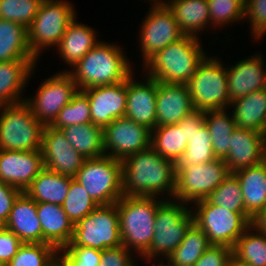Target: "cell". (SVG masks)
Instances as JSON below:
<instances>
[{
  "mask_svg": "<svg viewBox=\"0 0 266 266\" xmlns=\"http://www.w3.org/2000/svg\"><path fill=\"white\" fill-rule=\"evenodd\" d=\"M175 186L176 163L163 158L151 146L122 160L123 196L173 199Z\"/></svg>",
  "mask_w": 266,
  "mask_h": 266,
  "instance_id": "6da1fadb",
  "label": "cell"
},
{
  "mask_svg": "<svg viewBox=\"0 0 266 266\" xmlns=\"http://www.w3.org/2000/svg\"><path fill=\"white\" fill-rule=\"evenodd\" d=\"M133 69L122 47L100 41L68 73L79 90H84L125 81Z\"/></svg>",
  "mask_w": 266,
  "mask_h": 266,
  "instance_id": "7a4b0ae2",
  "label": "cell"
},
{
  "mask_svg": "<svg viewBox=\"0 0 266 266\" xmlns=\"http://www.w3.org/2000/svg\"><path fill=\"white\" fill-rule=\"evenodd\" d=\"M200 38L184 35L152 56L142 68L146 75L160 82L186 83L208 55Z\"/></svg>",
  "mask_w": 266,
  "mask_h": 266,
  "instance_id": "3957f363",
  "label": "cell"
},
{
  "mask_svg": "<svg viewBox=\"0 0 266 266\" xmlns=\"http://www.w3.org/2000/svg\"><path fill=\"white\" fill-rule=\"evenodd\" d=\"M164 200L153 196H122L116 202L122 244L138 257L150 248L157 209Z\"/></svg>",
  "mask_w": 266,
  "mask_h": 266,
  "instance_id": "277c9868",
  "label": "cell"
},
{
  "mask_svg": "<svg viewBox=\"0 0 266 266\" xmlns=\"http://www.w3.org/2000/svg\"><path fill=\"white\" fill-rule=\"evenodd\" d=\"M188 206L175 199H165L158 206L150 248L141 256L145 263L160 262L161 256L166 260L179 246L194 223V214Z\"/></svg>",
  "mask_w": 266,
  "mask_h": 266,
  "instance_id": "5b68a950",
  "label": "cell"
},
{
  "mask_svg": "<svg viewBox=\"0 0 266 266\" xmlns=\"http://www.w3.org/2000/svg\"><path fill=\"white\" fill-rule=\"evenodd\" d=\"M68 0H43L31 25L27 28V41L33 55L39 60L61 41L68 25L77 15ZM51 47V48H50Z\"/></svg>",
  "mask_w": 266,
  "mask_h": 266,
  "instance_id": "8992f818",
  "label": "cell"
},
{
  "mask_svg": "<svg viewBox=\"0 0 266 266\" xmlns=\"http://www.w3.org/2000/svg\"><path fill=\"white\" fill-rule=\"evenodd\" d=\"M216 56L199 64L195 75L185 84L192 98L193 108L201 111L229 109L226 65ZM223 63V64H222Z\"/></svg>",
  "mask_w": 266,
  "mask_h": 266,
  "instance_id": "52a82bcc",
  "label": "cell"
},
{
  "mask_svg": "<svg viewBox=\"0 0 266 266\" xmlns=\"http://www.w3.org/2000/svg\"><path fill=\"white\" fill-rule=\"evenodd\" d=\"M44 125L24 102L0 107V149L40 150Z\"/></svg>",
  "mask_w": 266,
  "mask_h": 266,
  "instance_id": "ba28073f",
  "label": "cell"
},
{
  "mask_svg": "<svg viewBox=\"0 0 266 266\" xmlns=\"http://www.w3.org/2000/svg\"><path fill=\"white\" fill-rule=\"evenodd\" d=\"M74 179L98 205L116 203L122 196V161L107 155L88 158Z\"/></svg>",
  "mask_w": 266,
  "mask_h": 266,
  "instance_id": "9c48e42d",
  "label": "cell"
},
{
  "mask_svg": "<svg viewBox=\"0 0 266 266\" xmlns=\"http://www.w3.org/2000/svg\"><path fill=\"white\" fill-rule=\"evenodd\" d=\"M123 245L116 203L98 205L74 225L71 242L67 246L91 247L101 250Z\"/></svg>",
  "mask_w": 266,
  "mask_h": 266,
  "instance_id": "30bf717a",
  "label": "cell"
},
{
  "mask_svg": "<svg viewBox=\"0 0 266 266\" xmlns=\"http://www.w3.org/2000/svg\"><path fill=\"white\" fill-rule=\"evenodd\" d=\"M194 223L206 234L212 245L233 248L251 223L239 212L211 204L206 199L191 206Z\"/></svg>",
  "mask_w": 266,
  "mask_h": 266,
  "instance_id": "8fae6325",
  "label": "cell"
},
{
  "mask_svg": "<svg viewBox=\"0 0 266 266\" xmlns=\"http://www.w3.org/2000/svg\"><path fill=\"white\" fill-rule=\"evenodd\" d=\"M230 174L223 159L187 167H176L173 199L193 205L204 200Z\"/></svg>",
  "mask_w": 266,
  "mask_h": 266,
  "instance_id": "7c38bea8",
  "label": "cell"
},
{
  "mask_svg": "<svg viewBox=\"0 0 266 266\" xmlns=\"http://www.w3.org/2000/svg\"><path fill=\"white\" fill-rule=\"evenodd\" d=\"M148 3L151 7L144 16L145 18L142 20L138 32V47L141 48L143 65L158 51L184 36L179 29L173 12L163 0Z\"/></svg>",
  "mask_w": 266,
  "mask_h": 266,
  "instance_id": "4fadbf2b",
  "label": "cell"
},
{
  "mask_svg": "<svg viewBox=\"0 0 266 266\" xmlns=\"http://www.w3.org/2000/svg\"><path fill=\"white\" fill-rule=\"evenodd\" d=\"M78 90L72 76L68 72L59 71L44 79L34 96H25L24 102L40 123L50 126Z\"/></svg>",
  "mask_w": 266,
  "mask_h": 266,
  "instance_id": "5bb4252c",
  "label": "cell"
},
{
  "mask_svg": "<svg viewBox=\"0 0 266 266\" xmlns=\"http://www.w3.org/2000/svg\"><path fill=\"white\" fill-rule=\"evenodd\" d=\"M103 137L105 155L121 161L151 146V130L125 116L108 124Z\"/></svg>",
  "mask_w": 266,
  "mask_h": 266,
  "instance_id": "9a60e30c",
  "label": "cell"
},
{
  "mask_svg": "<svg viewBox=\"0 0 266 266\" xmlns=\"http://www.w3.org/2000/svg\"><path fill=\"white\" fill-rule=\"evenodd\" d=\"M44 168L74 178L86 158L67 141L61 130L45 126L41 141Z\"/></svg>",
  "mask_w": 266,
  "mask_h": 266,
  "instance_id": "2e32d148",
  "label": "cell"
},
{
  "mask_svg": "<svg viewBox=\"0 0 266 266\" xmlns=\"http://www.w3.org/2000/svg\"><path fill=\"white\" fill-rule=\"evenodd\" d=\"M90 102L92 123L104 129L113 120L124 117L127 104V79L113 85L82 90Z\"/></svg>",
  "mask_w": 266,
  "mask_h": 266,
  "instance_id": "e0dca14e",
  "label": "cell"
},
{
  "mask_svg": "<svg viewBox=\"0 0 266 266\" xmlns=\"http://www.w3.org/2000/svg\"><path fill=\"white\" fill-rule=\"evenodd\" d=\"M44 169L41 150L12 151L0 149V181L19 189L30 186Z\"/></svg>",
  "mask_w": 266,
  "mask_h": 266,
  "instance_id": "ac0fdd59",
  "label": "cell"
},
{
  "mask_svg": "<svg viewBox=\"0 0 266 266\" xmlns=\"http://www.w3.org/2000/svg\"><path fill=\"white\" fill-rule=\"evenodd\" d=\"M142 77V81H136L132 73L127 78L125 117L152 131L156 127L157 80L146 74Z\"/></svg>",
  "mask_w": 266,
  "mask_h": 266,
  "instance_id": "d6986e66",
  "label": "cell"
},
{
  "mask_svg": "<svg viewBox=\"0 0 266 266\" xmlns=\"http://www.w3.org/2000/svg\"><path fill=\"white\" fill-rule=\"evenodd\" d=\"M263 54L255 53L226 67L229 100L245 97L266 87V64ZM265 64V65H264Z\"/></svg>",
  "mask_w": 266,
  "mask_h": 266,
  "instance_id": "ffe728a7",
  "label": "cell"
},
{
  "mask_svg": "<svg viewBox=\"0 0 266 266\" xmlns=\"http://www.w3.org/2000/svg\"><path fill=\"white\" fill-rule=\"evenodd\" d=\"M266 134L235 128L230 137V149L224 159L229 172L258 165L265 161Z\"/></svg>",
  "mask_w": 266,
  "mask_h": 266,
  "instance_id": "44dd1931",
  "label": "cell"
},
{
  "mask_svg": "<svg viewBox=\"0 0 266 266\" xmlns=\"http://www.w3.org/2000/svg\"><path fill=\"white\" fill-rule=\"evenodd\" d=\"M193 110L186 84L157 81L156 126L177 124Z\"/></svg>",
  "mask_w": 266,
  "mask_h": 266,
  "instance_id": "7402d4cb",
  "label": "cell"
},
{
  "mask_svg": "<svg viewBox=\"0 0 266 266\" xmlns=\"http://www.w3.org/2000/svg\"><path fill=\"white\" fill-rule=\"evenodd\" d=\"M4 227L23 243H42V227L36 202L25 192H21L15 199Z\"/></svg>",
  "mask_w": 266,
  "mask_h": 266,
  "instance_id": "603a6c76",
  "label": "cell"
},
{
  "mask_svg": "<svg viewBox=\"0 0 266 266\" xmlns=\"http://www.w3.org/2000/svg\"><path fill=\"white\" fill-rule=\"evenodd\" d=\"M77 16L68 25L61 41L56 46V53L60 55L61 60L70 67L62 72H68L72 69L95 45L98 40L95 28L77 21ZM95 29V30H94Z\"/></svg>",
  "mask_w": 266,
  "mask_h": 266,
  "instance_id": "cb8c5ba5",
  "label": "cell"
},
{
  "mask_svg": "<svg viewBox=\"0 0 266 266\" xmlns=\"http://www.w3.org/2000/svg\"><path fill=\"white\" fill-rule=\"evenodd\" d=\"M36 66L32 60L0 62V107L24 101L25 88Z\"/></svg>",
  "mask_w": 266,
  "mask_h": 266,
  "instance_id": "d4e9b609",
  "label": "cell"
},
{
  "mask_svg": "<svg viewBox=\"0 0 266 266\" xmlns=\"http://www.w3.org/2000/svg\"><path fill=\"white\" fill-rule=\"evenodd\" d=\"M36 207L42 227V243H48L60 251L71 242L73 223L61 205L36 203Z\"/></svg>",
  "mask_w": 266,
  "mask_h": 266,
  "instance_id": "484cf974",
  "label": "cell"
},
{
  "mask_svg": "<svg viewBox=\"0 0 266 266\" xmlns=\"http://www.w3.org/2000/svg\"><path fill=\"white\" fill-rule=\"evenodd\" d=\"M173 12L180 31L184 35L199 38L202 31L210 29L207 0H163ZM207 26H209L207 28Z\"/></svg>",
  "mask_w": 266,
  "mask_h": 266,
  "instance_id": "4316f807",
  "label": "cell"
},
{
  "mask_svg": "<svg viewBox=\"0 0 266 266\" xmlns=\"http://www.w3.org/2000/svg\"><path fill=\"white\" fill-rule=\"evenodd\" d=\"M240 181L245 212L254 219L266 206V161L234 172Z\"/></svg>",
  "mask_w": 266,
  "mask_h": 266,
  "instance_id": "83f0119b",
  "label": "cell"
},
{
  "mask_svg": "<svg viewBox=\"0 0 266 266\" xmlns=\"http://www.w3.org/2000/svg\"><path fill=\"white\" fill-rule=\"evenodd\" d=\"M229 109L237 128L266 134V93L264 89L233 100Z\"/></svg>",
  "mask_w": 266,
  "mask_h": 266,
  "instance_id": "f1b7e54d",
  "label": "cell"
},
{
  "mask_svg": "<svg viewBox=\"0 0 266 266\" xmlns=\"http://www.w3.org/2000/svg\"><path fill=\"white\" fill-rule=\"evenodd\" d=\"M14 60L39 61L27 41V28L19 23L0 19V62Z\"/></svg>",
  "mask_w": 266,
  "mask_h": 266,
  "instance_id": "f546056e",
  "label": "cell"
},
{
  "mask_svg": "<svg viewBox=\"0 0 266 266\" xmlns=\"http://www.w3.org/2000/svg\"><path fill=\"white\" fill-rule=\"evenodd\" d=\"M69 187V176L61 175L44 168L25 190V193L36 203L62 205Z\"/></svg>",
  "mask_w": 266,
  "mask_h": 266,
  "instance_id": "4dcf8cb0",
  "label": "cell"
},
{
  "mask_svg": "<svg viewBox=\"0 0 266 266\" xmlns=\"http://www.w3.org/2000/svg\"><path fill=\"white\" fill-rule=\"evenodd\" d=\"M61 131L71 147L86 159L105 155L103 129L92 122L68 126Z\"/></svg>",
  "mask_w": 266,
  "mask_h": 266,
  "instance_id": "1f68e13d",
  "label": "cell"
},
{
  "mask_svg": "<svg viewBox=\"0 0 266 266\" xmlns=\"http://www.w3.org/2000/svg\"><path fill=\"white\" fill-rule=\"evenodd\" d=\"M187 142L184 125L181 122L156 126L151 131V147L163 158L170 159L175 163L185 152Z\"/></svg>",
  "mask_w": 266,
  "mask_h": 266,
  "instance_id": "d6a6232c",
  "label": "cell"
},
{
  "mask_svg": "<svg viewBox=\"0 0 266 266\" xmlns=\"http://www.w3.org/2000/svg\"><path fill=\"white\" fill-rule=\"evenodd\" d=\"M232 257L247 266H266V234L251 224L233 246Z\"/></svg>",
  "mask_w": 266,
  "mask_h": 266,
  "instance_id": "836d02e7",
  "label": "cell"
},
{
  "mask_svg": "<svg viewBox=\"0 0 266 266\" xmlns=\"http://www.w3.org/2000/svg\"><path fill=\"white\" fill-rule=\"evenodd\" d=\"M228 109L205 111V124L210 132L214 155L225 159L230 149V137L236 128Z\"/></svg>",
  "mask_w": 266,
  "mask_h": 266,
  "instance_id": "e575fe53",
  "label": "cell"
},
{
  "mask_svg": "<svg viewBox=\"0 0 266 266\" xmlns=\"http://www.w3.org/2000/svg\"><path fill=\"white\" fill-rule=\"evenodd\" d=\"M211 245L204 231L193 223L182 242L164 262L170 266H194Z\"/></svg>",
  "mask_w": 266,
  "mask_h": 266,
  "instance_id": "d590c367",
  "label": "cell"
},
{
  "mask_svg": "<svg viewBox=\"0 0 266 266\" xmlns=\"http://www.w3.org/2000/svg\"><path fill=\"white\" fill-rule=\"evenodd\" d=\"M206 200L211 204L241 213L252 224L253 219L245 212L240 181L234 173H230L224 181L208 195Z\"/></svg>",
  "mask_w": 266,
  "mask_h": 266,
  "instance_id": "8d00e7d4",
  "label": "cell"
},
{
  "mask_svg": "<svg viewBox=\"0 0 266 266\" xmlns=\"http://www.w3.org/2000/svg\"><path fill=\"white\" fill-rule=\"evenodd\" d=\"M217 159L214 155L210 132L206 124L188 139L187 147L176 167L194 166L209 163Z\"/></svg>",
  "mask_w": 266,
  "mask_h": 266,
  "instance_id": "74e56055",
  "label": "cell"
},
{
  "mask_svg": "<svg viewBox=\"0 0 266 266\" xmlns=\"http://www.w3.org/2000/svg\"><path fill=\"white\" fill-rule=\"evenodd\" d=\"M90 111L88 96L82 90H78L73 99L60 110L50 126L61 130L68 126L91 123Z\"/></svg>",
  "mask_w": 266,
  "mask_h": 266,
  "instance_id": "f35d334b",
  "label": "cell"
},
{
  "mask_svg": "<svg viewBox=\"0 0 266 266\" xmlns=\"http://www.w3.org/2000/svg\"><path fill=\"white\" fill-rule=\"evenodd\" d=\"M61 206L69 220L75 225L92 212L98 204L92 200L79 182L70 177V187Z\"/></svg>",
  "mask_w": 266,
  "mask_h": 266,
  "instance_id": "ab89813d",
  "label": "cell"
},
{
  "mask_svg": "<svg viewBox=\"0 0 266 266\" xmlns=\"http://www.w3.org/2000/svg\"><path fill=\"white\" fill-rule=\"evenodd\" d=\"M58 254L48 243H23L6 266H47Z\"/></svg>",
  "mask_w": 266,
  "mask_h": 266,
  "instance_id": "60d3db41",
  "label": "cell"
},
{
  "mask_svg": "<svg viewBox=\"0 0 266 266\" xmlns=\"http://www.w3.org/2000/svg\"><path fill=\"white\" fill-rule=\"evenodd\" d=\"M42 2L43 0H0V19L19 23L28 28Z\"/></svg>",
  "mask_w": 266,
  "mask_h": 266,
  "instance_id": "b9f144b4",
  "label": "cell"
},
{
  "mask_svg": "<svg viewBox=\"0 0 266 266\" xmlns=\"http://www.w3.org/2000/svg\"><path fill=\"white\" fill-rule=\"evenodd\" d=\"M209 4L210 28L223 29L226 25L246 22L244 9L231 0H207ZM226 24V25H225Z\"/></svg>",
  "mask_w": 266,
  "mask_h": 266,
  "instance_id": "7bdbcfd3",
  "label": "cell"
},
{
  "mask_svg": "<svg viewBox=\"0 0 266 266\" xmlns=\"http://www.w3.org/2000/svg\"><path fill=\"white\" fill-rule=\"evenodd\" d=\"M59 254L63 266H99L102 251L91 247L66 246Z\"/></svg>",
  "mask_w": 266,
  "mask_h": 266,
  "instance_id": "ee69618b",
  "label": "cell"
},
{
  "mask_svg": "<svg viewBox=\"0 0 266 266\" xmlns=\"http://www.w3.org/2000/svg\"><path fill=\"white\" fill-rule=\"evenodd\" d=\"M244 19L251 25V38L260 41L266 33V0H248Z\"/></svg>",
  "mask_w": 266,
  "mask_h": 266,
  "instance_id": "f6af8a7d",
  "label": "cell"
},
{
  "mask_svg": "<svg viewBox=\"0 0 266 266\" xmlns=\"http://www.w3.org/2000/svg\"><path fill=\"white\" fill-rule=\"evenodd\" d=\"M232 259V248L225 245H211L194 266H229Z\"/></svg>",
  "mask_w": 266,
  "mask_h": 266,
  "instance_id": "bcb514c9",
  "label": "cell"
},
{
  "mask_svg": "<svg viewBox=\"0 0 266 266\" xmlns=\"http://www.w3.org/2000/svg\"><path fill=\"white\" fill-rule=\"evenodd\" d=\"M132 253L123 245L104 249L99 266H138V262L135 261L137 256Z\"/></svg>",
  "mask_w": 266,
  "mask_h": 266,
  "instance_id": "7dc6e473",
  "label": "cell"
},
{
  "mask_svg": "<svg viewBox=\"0 0 266 266\" xmlns=\"http://www.w3.org/2000/svg\"><path fill=\"white\" fill-rule=\"evenodd\" d=\"M22 244L23 242L7 228L0 230V262L3 266L10 262Z\"/></svg>",
  "mask_w": 266,
  "mask_h": 266,
  "instance_id": "c3c4849f",
  "label": "cell"
},
{
  "mask_svg": "<svg viewBox=\"0 0 266 266\" xmlns=\"http://www.w3.org/2000/svg\"><path fill=\"white\" fill-rule=\"evenodd\" d=\"M20 193L19 189L0 181V222L3 225L8 220L13 203Z\"/></svg>",
  "mask_w": 266,
  "mask_h": 266,
  "instance_id": "681fc988",
  "label": "cell"
},
{
  "mask_svg": "<svg viewBox=\"0 0 266 266\" xmlns=\"http://www.w3.org/2000/svg\"><path fill=\"white\" fill-rule=\"evenodd\" d=\"M180 122L184 125L185 139L188 140L196 130H200L205 124V111L195 109L186 115Z\"/></svg>",
  "mask_w": 266,
  "mask_h": 266,
  "instance_id": "f907efd6",
  "label": "cell"
},
{
  "mask_svg": "<svg viewBox=\"0 0 266 266\" xmlns=\"http://www.w3.org/2000/svg\"><path fill=\"white\" fill-rule=\"evenodd\" d=\"M252 224L262 233L266 234V206L253 219Z\"/></svg>",
  "mask_w": 266,
  "mask_h": 266,
  "instance_id": "816d5d0a",
  "label": "cell"
},
{
  "mask_svg": "<svg viewBox=\"0 0 266 266\" xmlns=\"http://www.w3.org/2000/svg\"><path fill=\"white\" fill-rule=\"evenodd\" d=\"M47 266H63L60 254H58Z\"/></svg>",
  "mask_w": 266,
  "mask_h": 266,
  "instance_id": "f5cc1de1",
  "label": "cell"
},
{
  "mask_svg": "<svg viewBox=\"0 0 266 266\" xmlns=\"http://www.w3.org/2000/svg\"><path fill=\"white\" fill-rule=\"evenodd\" d=\"M231 1L237 2L245 10L248 0H231Z\"/></svg>",
  "mask_w": 266,
  "mask_h": 266,
  "instance_id": "db71d44e",
  "label": "cell"
},
{
  "mask_svg": "<svg viewBox=\"0 0 266 266\" xmlns=\"http://www.w3.org/2000/svg\"><path fill=\"white\" fill-rule=\"evenodd\" d=\"M229 266H247V265L242 264V263H240V262H236V261H234V260L232 259L231 262H230V265H229Z\"/></svg>",
  "mask_w": 266,
  "mask_h": 266,
  "instance_id": "11a10c76",
  "label": "cell"
},
{
  "mask_svg": "<svg viewBox=\"0 0 266 266\" xmlns=\"http://www.w3.org/2000/svg\"><path fill=\"white\" fill-rule=\"evenodd\" d=\"M150 266H170V265L164 263V261H163V259H162L158 264L154 263V264H152V265H150Z\"/></svg>",
  "mask_w": 266,
  "mask_h": 266,
  "instance_id": "9f6ffc18",
  "label": "cell"
},
{
  "mask_svg": "<svg viewBox=\"0 0 266 266\" xmlns=\"http://www.w3.org/2000/svg\"><path fill=\"white\" fill-rule=\"evenodd\" d=\"M265 161H266V140H265Z\"/></svg>",
  "mask_w": 266,
  "mask_h": 266,
  "instance_id": "6f0895ef",
  "label": "cell"
},
{
  "mask_svg": "<svg viewBox=\"0 0 266 266\" xmlns=\"http://www.w3.org/2000/svg\"><path fill=\"white\" fill-rule=\"evenodd\" d=\"M4 227V225L0 222V230Z\"/></svg>",
  "mask_w": 266,
  "mask_h": 266,
  "instance_id": "680465c9",
  "label": "cell"
}]
</instances>
